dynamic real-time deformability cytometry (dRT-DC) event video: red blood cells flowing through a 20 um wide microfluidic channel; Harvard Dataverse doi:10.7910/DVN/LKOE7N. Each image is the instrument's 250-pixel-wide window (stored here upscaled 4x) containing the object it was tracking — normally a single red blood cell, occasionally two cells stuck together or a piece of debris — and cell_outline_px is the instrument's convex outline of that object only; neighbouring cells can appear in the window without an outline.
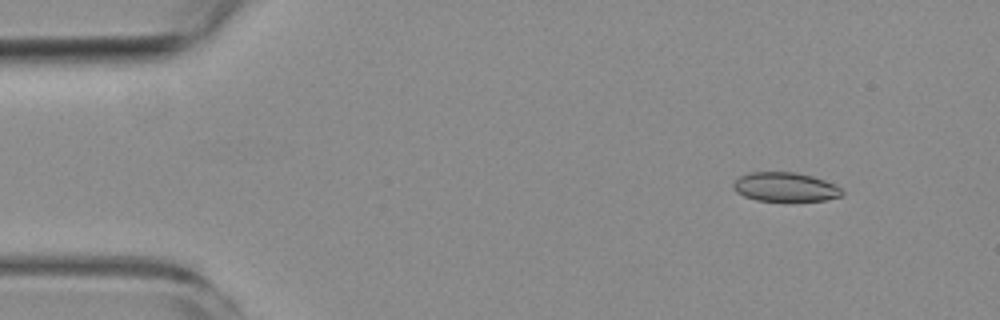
{"species": "common noctule bat (a hibernating species)", "species_latin": "Nyctalus noctula", "temperature_condition": "room temperature", "stored_images_in_passage": 6, "camera_frame_rate_fps": 3000, "um_per_image_px": 0.085, "animal": {"sex": "female", "body_mass_g": 19.3, "forearm_length_mm": 54.1}, "frame": {"image": 1, "passage_image": 2, "time_ms": 1.333, "image_size_px": [1000, 320], "cell_outline_px": [[844, 192], [840, 196], [824, 200], [756, 200], [744, 196], [736, 192], [732, 188], [732, 184], [740, 176], [748, 172], [796, 172], [812, 176], [824, 180], [840, 188]], "centroid_in_image_um": [66.69, 15.88], "position_along_channel_um": 18.3, "area_um2": 18.21}}
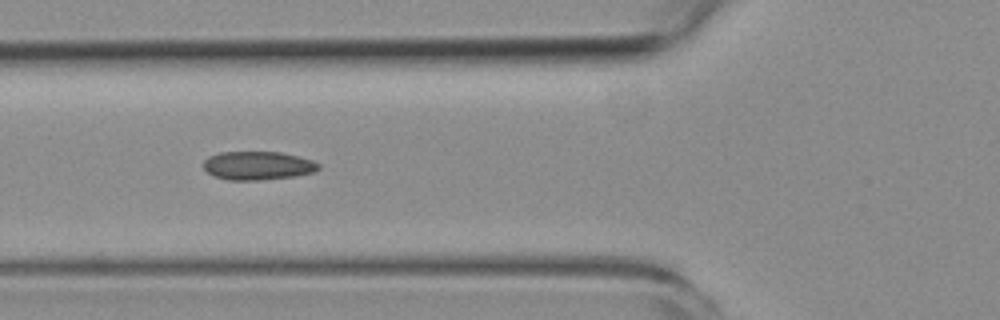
{"frame": {"image": 2, "passage_image": 6, "time_ms": 6.0, "image_size_px": [1000, 320], "cell_outline_px": [[320, 168], [312, 172], [296, 176], [260, 180], [228, 180], [212, 176], [204, 168], [204, 160], [208, 156], [220, 152], [280, 152], [312, 160], [320, 164]], "centroid_in_image_um": [21.89, 14.08], "position_along_channel_um": 103.9, "area_um2": 19.13}}